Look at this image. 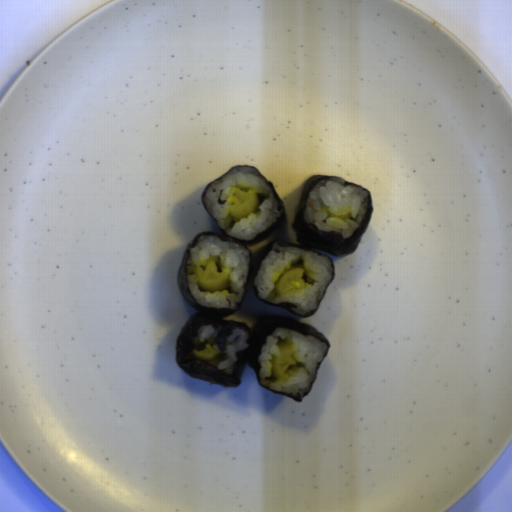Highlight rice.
<instances>
[{"instance_id":"rice-1","label":"rice","mask_w":512,"mask_h":512,"mask_svg":"<svg viewBox=\"0 0 512 512\" xmlns=\"http://www.w3.org/2000/svg\"><path fill=\"white\" fill-rule=\"evenodd\" d=\"M295 267L305 269V287L279 295L274 289L275 284L282 274ZM332 274L331 261L325 256L278 243L260 264L254 285L262 299L276 305L292 303L293 311L305 316L317 310Z\"/></svg>"},{"instance_id":"rice-2","label":"rice","mask_w":512,"mask_h":512,"mask_svg":"<svg viewBox=\"0 0 512 512\" xmlns=\"http://www.w3.org/2000/svg\"><path fill=\"white\" fill-rule=\"evenodd\" d=\"M236 188L243 192L255 189L259 196L257 211L240 220L228 214ZM203 200L218 227L243 241H250L265 232L280 216L279 205L270 185L252 167L233 168L212 184Z\"/></svg>"},{"instance_id":"rice-3","label":"rice","mask_w":512,"mask_h":512,"mask_svg":"<svg viewBox=\"0 0 512 512\" xmlns=\"http://www.w3.org/2000/svg\"><path fill=\"white\" fill-rule=\"evenodd\" d=\"M215 261L218 271L225 270L229 287L219 293L199 289L195 279V267L205 269L209 261ZM250 256L244 247L223 241L214 235L201 236L196 240L186 261V284L190 295L201 306L210 309H234L241 302L249 274Z\"/></svg>"},{"instance_id":"rice-4","label":"rice","mask_w":512,"mask_h":512,"mask_svg":"<svg viewBox=\"0 0 512 512\" xmlns=\"http://www.w3.org/2000/svg\"><path fill=\"white\" fill-rule=\"evenodd\" d=\"M290 342L297 360L290 365L282 378L273 376L272 357L278 353L281 343ZM328 347L315 337L301 335L294 330L274 329L260 346L258 356V376L261 384L279 393L293 396H304L310 393L316 379L321 361Z\"/></svg>"},{"instance_id":"rice-5","label":"rice","mask_w":512,"mask_h":512,"mask_svg":"<svg viewBox=\"0 0 512 512\" xmlns=\"http://www.w3.org/2000/svg\"><path fill=\"white\" fill-rule=\"evenodd\" d=\"M370 205L368 191L361 186H349L344 179L334 177L317 182L309 192L302 210L303 219L317 231L341 234L350 238L362 224ZM328 206L334 214L351 212V218L342 221L328 218L320 209Z\"/></svg>"},{"instance_id":"rice-6","label":"rice","mask_w":512,"mask_h":512,"mask_svg":"<svg viewBox=\"0 0 512 512\" xmlns=\"http://www.w3.org/2000/svg\"><path fill=\"white\" fill-rule=\"evenodd\" d=\"M249 332L243 329H232L225 340V349L222 354L217 355L214 359L207 360L210 365L218 371L226 374H233L235 364L238 361L237 354L246 350L248 346Z\"/></svg>"},{"instance_id":"rice-7","label":"rice","mask_w":512,"mask_h":512,"mask_svg":"<svg viewBox=\"0 0 512 512\" xmlns=\"http://www.w3.org/2000/svg\"><path fill=\"white\" fill-rule=\"evenodd\" d=\"M219 332V328L204 324L196 329L192 342L194 345L202 347H206L207 344L213 345L215 344Z\"/></svg>"}]
</instances>
